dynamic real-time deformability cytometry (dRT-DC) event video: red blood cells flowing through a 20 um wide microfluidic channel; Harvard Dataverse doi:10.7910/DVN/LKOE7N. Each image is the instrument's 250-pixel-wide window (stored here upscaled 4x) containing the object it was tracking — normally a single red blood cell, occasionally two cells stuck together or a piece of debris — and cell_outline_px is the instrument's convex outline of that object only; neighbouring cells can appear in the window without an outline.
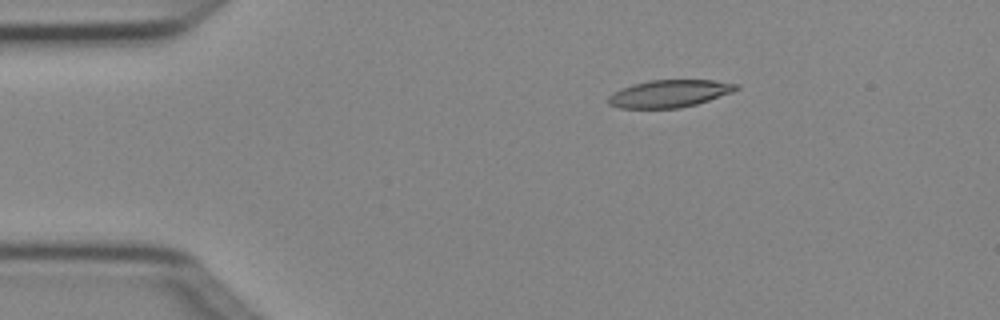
{"species": "Egyptian fruit bat (a non-hibernating species)", "species_latin": "Rousettus aegyptiacus", "temperature_condition": "cold", "stored_images_in_passage": 5, "camera_frame_rate_fps": 3000, "um_per_image_px": 0.085, "animal": {"sex": "female"}, "frame": {"image": 1, "passage_image": 3, "time_ms": 0.667, "image_size_px": [1000, 320], "cell_outline_px": [[740, 88], [732, 92], [696, 104], [680, 108], [620, 108], [608, 104], [608, 96], [612, 92], [632, 84], [652, 80], [716, 80], [740, 84]], "centroid_in_image_um": [56.9, 7.95], "position_along_channel_um": 28.1, "area_um2": 20.46}}
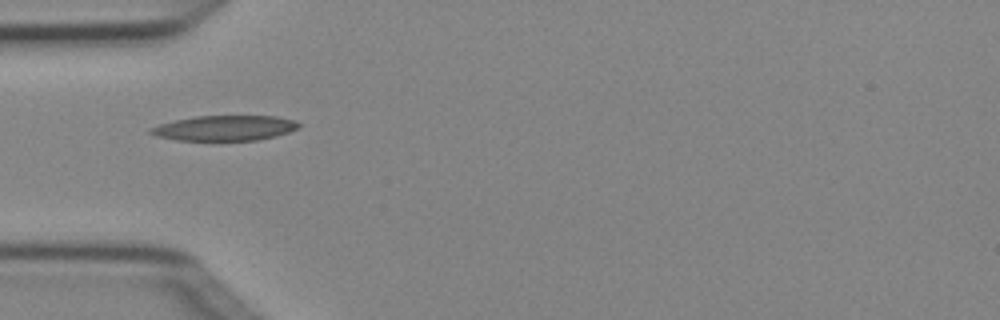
{"frame": {"image": 2, "passage_image": 5, "time_ms": 1.333, "image_size_px": [1000, 320], "cell_outline_px": [[300, 128], [276, 136], [256, 140], [176, 140], [156, 136], [148, 132], [148, 128], [160, 124], [192, 116], [276, 116], [296, 120], [300, 124]], "centroid_in_image_um": [19.11, 10.88], "position_along_channel_um": 65.9, "area_um2": 21.79}}